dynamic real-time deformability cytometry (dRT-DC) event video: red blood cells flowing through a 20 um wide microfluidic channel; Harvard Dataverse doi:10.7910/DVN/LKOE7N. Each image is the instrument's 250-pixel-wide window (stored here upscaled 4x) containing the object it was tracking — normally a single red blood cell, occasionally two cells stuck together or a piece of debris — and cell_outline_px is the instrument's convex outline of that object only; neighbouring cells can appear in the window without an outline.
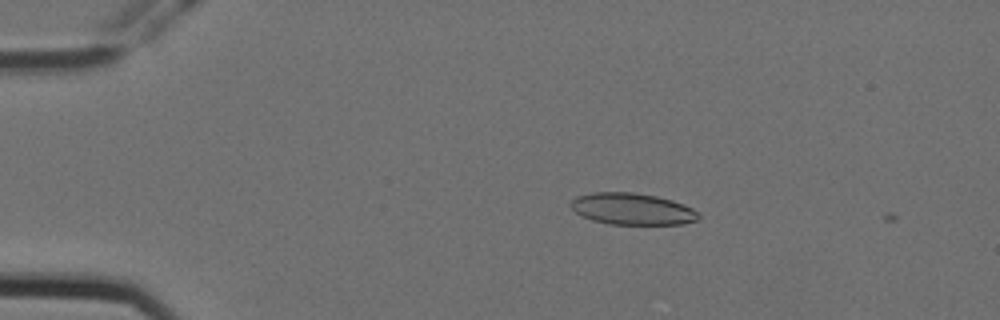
{"species": "Egyptian fruit bat (a non-hibernating species)", "species_latin": "Rousettus aegyptiacus", "temperature_condition": "cold", "stored_images_in_passage": 4, "camera_frame_rate_fps": 3000, "um_per_image_px": 0.085, "animal": {"sex": "female"}, "frame": {"image": 1, "passage_image": 3, "time_ms": 0.667, "image_size_px": [1000, 320], "cell_outline_px": [[700, 220], [684, 224], [608, 224], [592, 220], [576, 212], [568, 204], [576, 196], [592, 192], [632, 192], [656, 196], [672, 200], [692, 208], [700, 212]], "centroid_in_image_um": [53.76, 17.76], "position_along_channel_um": 31.2, "area_um2": 23.7}}